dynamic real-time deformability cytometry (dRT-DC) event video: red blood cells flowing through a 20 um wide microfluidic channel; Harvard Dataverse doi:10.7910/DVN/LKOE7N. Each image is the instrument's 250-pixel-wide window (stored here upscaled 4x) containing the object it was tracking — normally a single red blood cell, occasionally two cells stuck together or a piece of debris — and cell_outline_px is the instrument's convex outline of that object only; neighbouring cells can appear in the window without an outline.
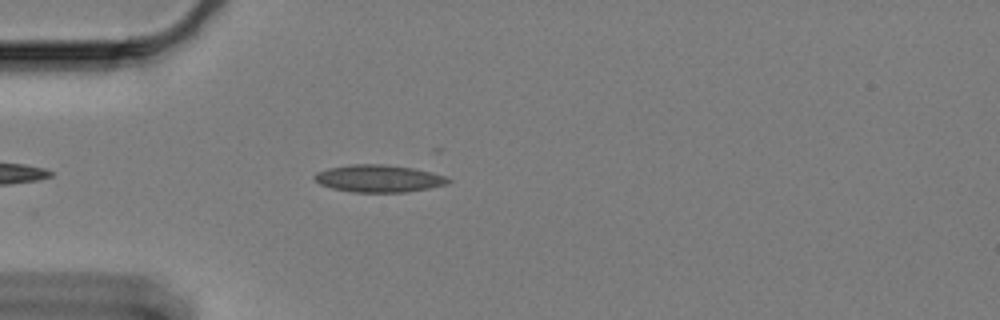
{"species": "Egyptian fruit bat (a non-hibernating species)", "species_latin": "Rousettus aegyptiacus", "temperature_condition": "cold", "stored_images_in_passage": 30, "camera_frame_rate_fps": 3000, "um_per_image_px": 0.085, "animal": {"sex": "female"}, "frame": {"image": 1, "passage_image": 4, "time_ms": 1.0, "image_size_px": [1000, 320], "cell_outline_px": [[452, 180], [444, 184], [428, 188], [404, 192], [356, 192], [332, 188], [320, 184], [312, 176], [316, 172], [328, 168], [348, 164], [384, 164], [412, 168], [432, 172], [444, 176]], "centroid_in_image_um": [32.14, 15.16], "position_along_channel_um": 52.9, "area_um2": 21.1}}
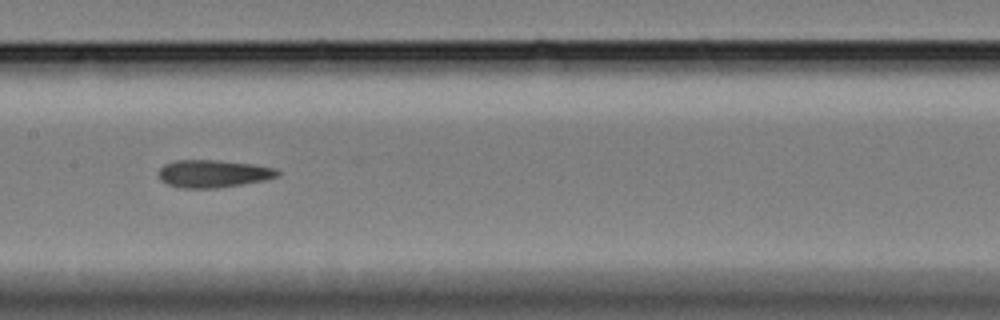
{"frame": {"image": 2, "passage_image": 17, "time_ms": 5.333, "image_size_px": [1000, 320], "cell_outline_px": [[280, 176], [264, 180], [216, 188], [180, 188], [168, 184], [160, 180], [160, 168], [164, 164], [176, 160], [216, 160], [252, 164], [276, 168], [280, 172]], "centroid_in_image_um": [18.13, 14.76], "position_along_channel_um": 189.3, "area_um2": 19.02}}
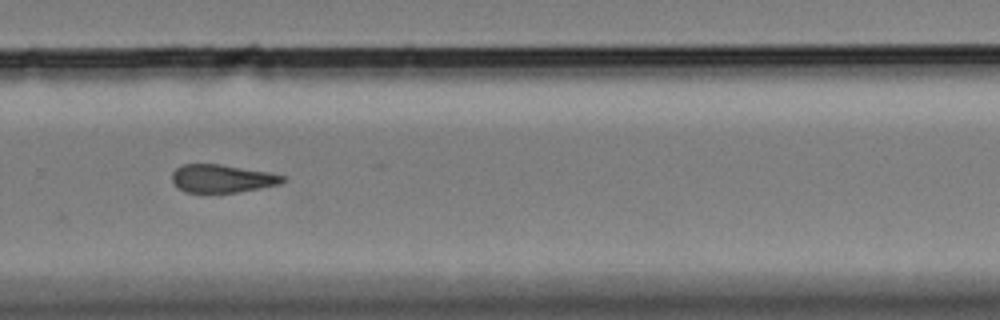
{"frame": {"image": 3, "passage_image": 28, "time_ms": 9.0, "image_size_px": [1000, 320], "cell_outline_px": [[288, 180], [280, 184], [240, 192], [184, 192], [172, 180], [172, 172], [176, 168], [184, 164], [220, 164], [268, 172], [288, 176]], "centroid_in_image_um": [18.94, 15.17], "position_along_channel_um": 310.9, "area_um2": 18.09}}